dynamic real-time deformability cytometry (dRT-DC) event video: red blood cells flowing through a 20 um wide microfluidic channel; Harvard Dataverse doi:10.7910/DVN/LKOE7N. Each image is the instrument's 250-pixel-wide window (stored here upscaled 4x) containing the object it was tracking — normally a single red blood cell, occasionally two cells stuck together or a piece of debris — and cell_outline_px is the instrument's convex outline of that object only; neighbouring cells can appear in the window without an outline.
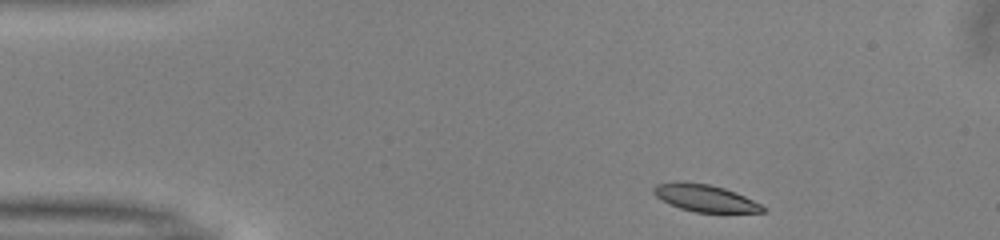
{"species": "common noctule bat (a hibernating species)", "species_latin": "Nyctalus noctula", "temperature_condition": "warm", "stored_images_in_passage": 44, "camera_frame_rate_fps": 3000, "um_per_image_px": 0.085, "animal": {"sex": "male", "body_mass_g": 13.0, "forearm_length_mm": 53.1}, "frame": {"image": 1, "passage_image": 1, "time_ms": 0.0, "image_size_px": [1000, 240], "cell_outline_px": [[768, 208], [764, 212], [696, 212], [680, 208], [656, 196], [652, 192], [652, 188], [656, 184], [676, 180], [708, 184], [724, 188], [736, 192]], "centroid_in_image_um": [59.91, 16.81], "position_along_channel_um": 25.1, "area_um2": 17.17}}
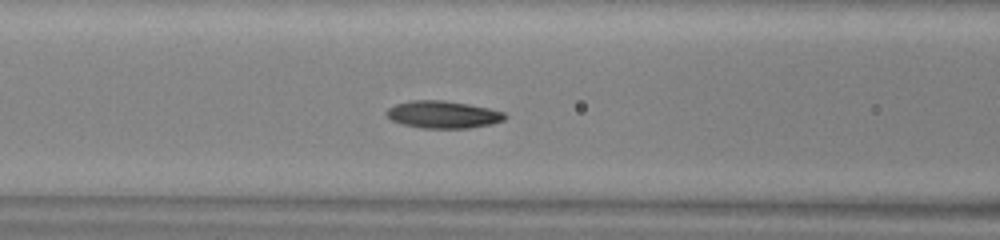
{"frame": {"image": 2, "passage_image": 14, "time_ms": 4.333, "image_size_px": [1000, 240], "cell_outline_px": [[508, 116], [504, 120], [492, 124], [468, 128], [420, 128], [404, 124], [392, 120], [384, 112], [388, 108], [396, 104], [412, 100], [444, 100], [468, 104], [488, 108], [504, 112]], "centroid_in_image_um": [37.67, 9.73], "position_along_channel_um": 128.9, "area_um2": 18.84}}
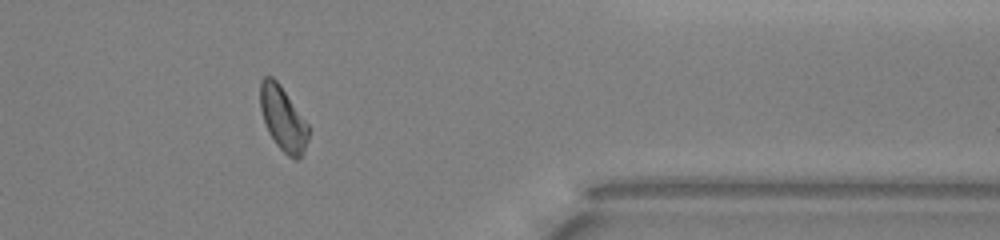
{"frame": {"image": 3, "passage_image": 35, "time_ms": 11.333, "image_size_px": [1000, 240], "cell_outline_px": [[308, 140], [300, 156], [296, 160], [288, 156], [276, 144], [268, 132], [260, 108], [260, 80], [264, 76], [272, 76], [280, 84], [308, 124]], "centroid_in_image_um": [24.03, 10.05], "position_along_channel_um": 387.4, "area_um2": 17.86}, "authors_computed_cell_mechanics": {"area_um2": 18.1492, "velocity_mm_per_s": 3.9938, "shape_relaxation_time_tau1_ms": 4.0877, "shape_relaxation_time_tau2_ms": 4.9338, "deformation_change_tau1": 0.1085, "deformation_change_tau2": 0.118}}